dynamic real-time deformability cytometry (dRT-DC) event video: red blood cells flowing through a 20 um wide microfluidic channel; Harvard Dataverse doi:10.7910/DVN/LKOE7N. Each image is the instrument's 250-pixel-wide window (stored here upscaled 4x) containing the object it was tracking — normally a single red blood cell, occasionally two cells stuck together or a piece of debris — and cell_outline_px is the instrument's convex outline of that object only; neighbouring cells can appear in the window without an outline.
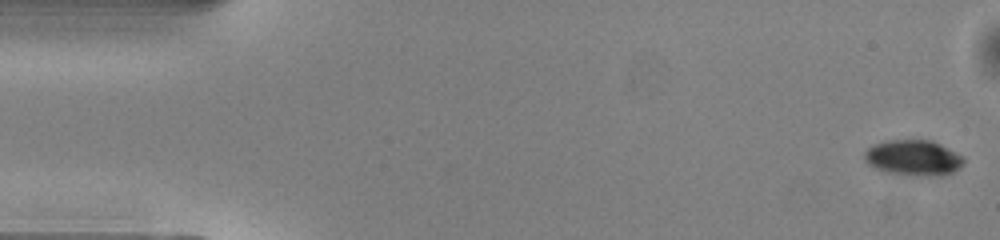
{"species": "common noctule bat (a hibernating species)", "species_latin": "Nyctalus noctula", "temperature_condition": "warm", "stored_images_in_passage": 44, "camera_frame_rate_fps": 3000, "um_per_image_px": 0.085, "animal": {"sex": "male", "body_mass_g": 13.0, "forearm_length_mm": 53.1}, "frame": {"image": 1, "passage_image": 1, "time_ms": 0.0, "image_size_px": [1000, 240], "cell_outline_px": [[964, 164], [952, 172], [940, 176], [908, 176], [884, 172], [868, 164], [864, 160], [864, 152], [868, 148], [876, 144], [888, 140], [932, 140], [964, 156]], "centroid_in_image_um": [77.64, 13.43], "position_along_channel_um": 7.4, "area_um2": 20.81}}
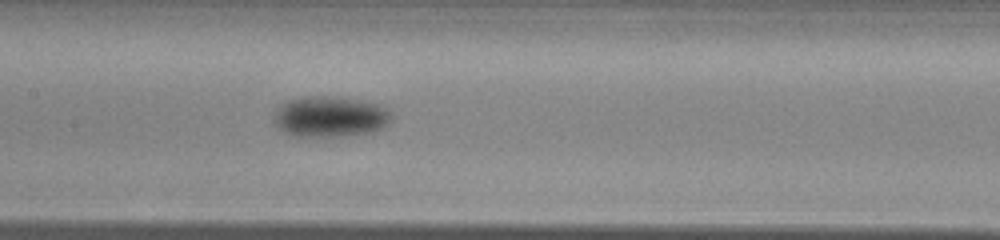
{"frame": {"image": 2, "passage_image": 24, "time_ms": 7.667, "image_size_px": [1000, 240], "cell_outline_px": [[392, 120], [384, 128], [372, 132], [344, 136], [292, 136], [284, 132], [272, 120], [272, 116], [276, 108], [280, 104], [288, 100], [308, 96], [328, 96], [360, 100], [376, 104], [388, 108], [392, 116]], "centroid_in_image_um": [28.05, 9.92], "position_along_channel_um": 179.4, "area_um2": 28.21}}
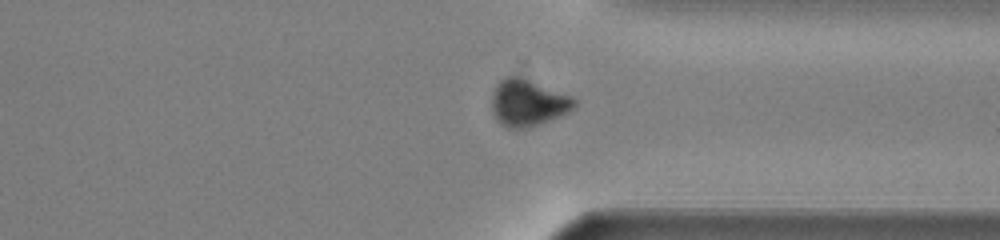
{"frame": {"image": 3, "passage_image": 38, "time_ms": 12.333, "image_size_px": [1000, 240], "cell_outline_px": [[576, 104], [568, 112], [560, 116], [540, 124], [524, 128], [508, 128], [500, 124], [496, 120], [492, 112], [492, 92], [496, 84], [500, 80], [508, 76], [520, 76], [572, 96], [576, 100]], "centroid_in_image_um": [44.84, 8.74], "position_along_channel_um": 366.6, "area_um2": 22.54}, "authors_computed_cell_mechanics": {"area_um2": 24.3049, "velocity_mm_per_s": 4.0394, "shape_relaxation_time_tau1_ms": 2.2816, "shape_relaxation_time_tau2_ms": null, "deformation_change_tau1": 0.1224, "deformation_change_tau2": null}}